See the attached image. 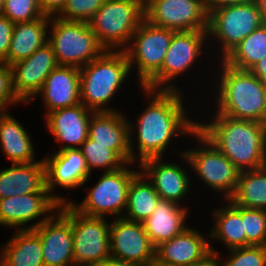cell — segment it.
<instances>
[{"label":"cell","mask_w":266,"mask_h":266,"mask_svg":"<svg viewBox=\"0 0 266 266\" xmlns=\"http://www.w3.org/2000/svg\"><path fill=\"white\" fill-rule=\"evenodd\" d=\"M141 88L147 100L149 99L147 102L149 104L140 115H137L136 122H130V120L128 122L129 145L133 165L140 164L148 158L163 157L165 149H168L167 147L174 141L173 139L177 136L179 138L180 136H192L197 130L198 122L190 119L188 117L189 112H185L183 91ZM134 132L137 134H134ZM132 134L134 135L132 136ZM135 135L137 150L134 148L135 143L132 140Z\"/></svg>","instance_id":"6da1fadb"},{"label":"cell","mask_w":266,"mask_h":266,"mask_svg":"<svg viewBox=\"0 0 266 266\" xmlns=\"http://www.w3.org/2000/svg\"><path fill=\"white\" fill-rule=\"evenodd\" d=\"M214 112L210 122H197V130L240 171L266 166V124Z\"/></svg>","instance_id":"7a4b0ae2"},{"label":"cell","mask_w":266,"mask_h":266,"mask_svg":"<svg viewBox=\"0 0 266 266\" xmlns=\"http://www.w3.org/2000/svg\"><path fill=\"white\" fill-rule=\"evenodd\" d=\"M215 76V108L220 114L235 119L252 120L266 124V82L250 71L230 67L222 60ZM220 75V76H219ZM218 80V81H217Z\"/></svg>","instance_id":"3957f363"},{"label":"cell","mask_w":266,"mask_h":266,"mask_svg":"<svg viewBox=\"0 0 266 266\" xmlns=\"http://www.w3.org/2000/svg\"><path fill=\"white\" fill-rule=\"evenodd\" d=\"M131 71L124 50H105L80 68V102L93 112L118 111L107 105Z\"/></svg>","instance_id":"277c9868"},{"label":"cell","mask_w":266,"mask_h":266,"mask_svg":"<svg viewBox=\"0 0 266 266\" xmlns=\"http://www.w3.org/2000/svg\"><path fill=\"white\" fill-rule=\"evenodd\" d=\"M144 19L143 0H106L88 25L105 50H124Z\"/></svg>","instance_id":"5b68a950"},{"label":"cell","mask_w":266,"mask_h":266,"mask_svg":"<svg viewBox=\"0 0 266 266\" xmlns=\"http://www.w3.org/2000/svg\"><path fill=\"white\" fill-rule=\"evenodd\" d=\"M192 136L199 145L179 152L180 158L190 165L192 172L194 169L204 185L215 193L220 192L224 198L222 200H229L236 190L240 170L198 130Z\"/></svg>","instance_id":"8992f818"},{"label":"cell","mask_w":266,"mask_h":266,"mask_svg":"<svg viewBox=\"0 0 266 266\" xmlns=\"http://www.w3.org/2000/svg\"><path fill=\"white\" fill-rule=\"evenodd\" d=\"M49 29L51 34L48 33V43L59 65L82 68L105 51L88 22L68 21L52 16Z\"/></svg>","instance_id":"52a82bcc"},{"label":"cell","mask_w":266,"mask_h":266,"mask_svg":"<svg viewBox=\"0 0 266 266\" xmlns=\"http://www.w3.org/2000/svg\"><path fill=\"white\" fill-rule=\"evenodd\" d=\"M126 163L122 168L103 172L97 183L88 191L83 201L69 204L78 212L93 217L112 215L114 218L123 217L127 207L128 188L132 179L140 172L131 169ZM124 212V213H123Z\"/></svg>","instance_id":"ba28073f"},{"label":"cell","mask_w":266,"mask_h":266,"mask_svg":"<svg viewBox=\"0 0 266 266\" xmlns=\"http://www.w3.org/2000/svg\"><path fill=\"white\" fill-rule=\"evenodd\" d=\"M59 210L72 224L75 266H97L111 256L106 218L84 215L69 203L60 204Z\"/></svg>","instance_id":"9c48e42d"},{"label":"cell","mask_w":266,"mask_h":266,"mask_svg":"<svg viewBox=\"0 0 266 266\" xmlns=\"http://www.w3.org/2000/svg\"><path fill=\"white\" fill-rule=\"evenodd\" d=\"M263 24L254 0L223 6L209 13L208 39L216 41L223 60L244 38Z\"/></svg>","instance_id":"30bf717a"},{"label":"cell","mask_w":266,"mask_h":266,"mask_svg":"<svg viewBox=\"0 0 266 266\" xmlns=\"http://www.w3.org/2000/svg\"><path fill=\"white\" fill-rule=\"evenodd\" d=\"M207 30L175 32L165 54L162 68L143 86L152 90L182 91L176 79L194 66L205 52Z\"/></svg>","instance_id":"8fae6325"},{"label":"cell","mask_w":266,"mask_h":266,"mask_svg":"<svg viewBox=\"0 0 266 266\" xmlns=\"http://www.w3.org/2000/svg\"><path fill=\"white\" fill-rule=\"evenodd\" d=\"M174 33V30L155 26L145 19L136 29L124 51L128 57L130 70L136 66L140 88L162 68Z\"/></svg>","instance_id":"7c38bea8"},{"label":"cell","mask_w":266,"mask_h":266,"mask_svg":"<svg viewBox=\"0 0 266 266\" xmlns=\"http://www.w3.org/2000/svg\"><path fill=\"white\" fill-rule=\"evenodd\" d=\"M144 14L150 24L175 32L208 30L205 0H145Z\"/></svg>","instance_id":"4fadbf2b"},{"label":"cell","mask_w":266,"mask_h":266,"mask_svg":"<svg viewBox=\"0 0 266 266\" xmlns=\"http://www.w3.org/2000/svg\"><path fill=\"white\" fill-rule=\"evenodd\" d=\"M59 207L60 203L50 193H32L0 199V225L11 229L13 227L15 230H33L48 220ZM33 221L36 222L26 225Z\"/></svg>","instance_id":"5bb4252c"},{"label":"cell","mask_w":266,"mask_h":266,"mask_svg":"<svg viewBox=\"0 0 266 266\" xmlns=\"http://www.w3.org/2000/svg\"><path fill=\"white\" fill-rule=\"evenodd\" d=\"M110 222L111 257L138 266H148L155 259V247L145 232L143 223L113 218Z\"/></svg>","instance_id":"9a60e30c"},{"label":"cell","mask_w":266,"mask_h":266,"mask_svg":"<svg viewBox=\"0 0 266 266\" xmlns=\"http://www.w3.org/2000/svg\"><path fill=\"white\" fill-rule=\"evenodd\" d=\"M46 168V188L60 203H69L70 200L54 194L56 188L77 189L82 187L90 178L86 160L80 149H65L48 154L44 158ZM57 186V187H56Z\"/></svg>","instance_id":"2e32d148"},{"label":"cell","mask_w":266,"mask_h":266,"mask_svg":"<svg viewBox=\"0 0 266 266\" xmlns=\"http://www.w3.org/2000/svg\"><path fill=\"white\" fill-rule=\"evenodd\" d=\"M58 65L55 53L48 42L30 57L11 65L13 87L18 98L28 104L43 87L50 72Z\"/></svg>","instance_id":"e0dca14e"},{"label":"cell","mask_w":266,"mask_h":266,"mask_svg":"<svg viewBox=\"0 0 266 266\" xmlns=\"http://www.w3.org/2000/svg\"><path fill=\"white\" fill-rule=\"evenodd\" d=\"M33 231L41 240L44 266H75L72 224L59 209Z\"/></svg>","instance_id":"ac0fdd59"},{"label":"cell","mask_w":266,"mask_h":266,"mask_svg":"<svg viewBox=\"0 0 266 266\" xmlns=\"http://www.w3.org/2000/svg\"><path fill=\"white\" fill-rule=\"evenodd\" d=\"M93 111L82 103L71 107L60 108L44 115L46 129L65 149H79L88 138L89 121ZM62 144H65L62 146Z\"/></svg>","instance_id":"d6986e66"},{"label":"cell","mask_w":266,"mask_h":266,"mask_svg":"<svg viewBox=\"0 0 266 266\" xmlns=\"http://www.w3.org/2000/svg\"><path fill=\"white\" fill-rule=\"evenodd\" d=\"M137 166L153 184L160 199L182 206L181 202L191 188L190 174H187L184 166L174 162H165L162 157L145 159Z\"/></svg>","instance_id":"ffe728a7"},{"label":"cell","mask_w":266,"mask_h":266,"mask_svg":"<svg viewBox=\"0 0 266 266\" xmlns=\"http://www.w3.org/2000/svg\"><path fill=\"white\" fill-rule=\"evenodd\" d=\"M206 236L196 228L187 227L179 235L157 246L155 257L174 266H187L201 262L217 252L209 243L211 241L208 238L209 233Z\"/></svg>","instance_id":"44dd1931"},{"label":"cell","mask_w":266,"mask_h":266,"mask_svg":"<svg viewBox=\"0 0 266 266\" xmlns=\"http://www.w3.org/2000/svg\"><path fill=\"white\" fill-rule=\"evenodd\" d=\"M128 122L120 111L93 112L88 137L96 141V144L113 150L125 163H132Z\"/></svg>","instance_id":"7402d4cb"},{"label":"cell","mask_w":266,"mask_h":266,"mask_svg":"<svg viewBox=\"0 0 266 266\" xmlns=\"http://www.w3.org/2000/svg\"><path fill=\"white\" fill-rule=\"evenodd\" d=\"M80 68L58 65L45 79V83L36 96L41 95L46 107L45 115L51 111L71 107L80 102Z\"/></svg>","instance_id":"603a6c76"},{"label":"cell","mask_w":266,"mask_h":266,"mask_svg":"<svg viewBox=\"0 0 266 266\" xmlns=\"http://www.w3.org/2000/svg\"><path fill=\"white\" fill-rule=\"evenodd\" d=\"M32 193H49L44 159L0 170V199Z\"/></svg>","instance_id":"cb8c5ba5"},{"label":"cell","mask_w":266,"mask_h":266,"mask_svg":"<svg viewBox=\"0 0 266 266\" xmlns=\"http://www.w3.org/2000/svg\"><path fill=\"white\" fill-rule=\"evenodd\" d=\"M188 208L165 199H159L155 210L143 223L145 232L156 248L183 232L186 225Z\"/></svg>","instance_id":"d4e9b609"},{"label":"cell","mask_w":266,"mask_h":266,"mask_svg":"<svg viewBox=\"0 0 266 266\" xmlns=\"http://www.w3.org/2000/svg\"><path fill=\"white\" fill-rule=\"evenodd\" d=\"M50 17L44 15L30 22L14 23L7 65L26 59L48 42Z\"/></svg>","instance_id":"484cf974"},{"label":"cell","mask_w":266,"mask_h":266,"mask_svg":"<svg viewBox=\"0 0 266 266\" xmlns=\"http://www.w3.org/2000/svg\"><path fill=\"white\" fill-rule=\"evenodd\" d=\"M22 123L6 112L0 119L1 151L12 164L35 162V148Z\"/></svg>","instance_id":"4316f807"},{"label":"cell","mask_w":266,"mask_h":266,"mask_svg":"<svg viewBox=\"0 0 266 266\" xmlns=\"http://www.w3.org/2000/svg\"><path fill=\"white\" fill-rule=\"evenodd\" d=\"M2 246L4 266H44L40 237L33 230H14Z\"/></svg>","instance_id":"83f0119b"},{"label":"cell","mask_w":266,"mask_h":266,"mask_svg":"<svg viewBox=\"0 0 266 266\" xmlns=\"http://www.w3.org/2000/svg\"><path fill=\"white\" fill-rule=\"evenodd\" d=\"M224 205L212 210L214 225L209 232L210 239L220 241L227 250L246 247V234L241 221V206L233 204L230 200H226Z\"/></svg>","instance_id":"f1b7e54d"},{"label":"cell","mask_w":266,"mask_h":266,"mask_svg":"<svg viewBox=\"0 0 266 266\" xmlns=\"http://www.w3.org/2000/svg\"><path fill=\"white\" fill-rule=\"evenodd\" d=\"M160 196L153 184L140 171L128 188L127 207L124 218L135 222H144L155 210Z\"/></svg>","instance_id":"f546056e"},{"label":"cell","mask_w":266,"mask_h":266,"mask_svg":"<svg viewBox=\"0 0 266 266\" xmlns=\"http://www.w3.org/2000/svg\"><path fill=\"white\" fill-rule=\"evenodd\" d=\"M229 200L238 206L266 210V166L240 171L236 190Z\"/></svg>","instance_id":"4dcf8cb0"},{"label":"cell","mask_w":266,"mask_h":266,"mask_svg":"<svg viewBox=\"0 0 266 266\" xmlns=\"http://www.w3.org/2000/svg\"><path fill=\"white\" fill-rule=\"evenodd\" d=\"M266 56V24L251 32L222 60L232 68L249 71Z\"/></svg>","instance_id":"1f68e13d"},{"label":"cell","mask_w":266,"mask_h":266,"mask_svg":"<svg viewBox=\"0 0 266 266\" xmlns=\"http://www.w3.org/2000/svg\"><path fill=\"white\" fill-rule=\"evenodd\" d=\"M86 160L89 173L94 169H103V172L122 168L126 163L111 149L96 144L90 137L79 148Z\"/></svg>","instance_id":"d6a6232c"},{"label":"cell","mask_w":266,"mask_h":266,"mask_svg":"<svg viewBox=\"0 0 266 266\" xmlns=\"http://www.w3.org/2000/svg\"><path fill=\"white\" fill-rule=\"evenodd\" d=\"M241 221L246 234V247L266 246V210L241 206Z\"/></svg>","instance_id":"836d02e7"},{"label":"cell","mask_w":266,"mask_h":266,"mask_svg":"<svg viewBox=\"0 0 266 266\" xmlns=\"http://www.w3.org/2000/svg\"><path fill=\"white\" fill-rule=\"evenodd\" d=\"M229 257L221 262L220 254L215 253L219 266H266V246L238 247L228 250Z\"/></svg>","instance_id":"e575fe53"},{"label":"cell","mask_w":266,"mask_h":266,"mask_svg":"<svg viewBox=\"0 0 266 266\" xmlns=\"http://www.w3.org/2000/svg\"><path fill=\"white\" fill-rule=\"evenodd\" d=\"M2 15L13 23L30 22L44 16L38 0H4Z\"/></svg>","instance_id":"d590c367"},{"label":"cell","mask_w":266,"mask_h":266,"mask_svg":"<svg viewBox=\"0 0 266 266\" xmlns=\"http://www.w3.org/2000/svg\"><path fill=\"white\" fill-rule=\"evenodd\" d=\"M106 0H67L58 18L68 21L89 22Z\"/></svg>","instance_id":"8d00e7d4"},{"label":"cell","mask_w":266,"mask_h":266,"mask_svg":"<svg viewBox=\"0 0 266 266\" xmlns=\"http://www.w3.org/2000/svg\"><path fill=\"white\" fill-rule=\"evenodd\" d=\"M17 103L24 104L14 91L12 68L5 63H0V105L10 110L9 107Z\"/></svg>","instance_id":"74e56055"},{"label":"cell","mask_w":266,"mask_h":266,"mask_svg":"<svg viewBox=\"0 0 266 266\" xmlns=\"http://www.w3.org/2000/svg\"><path fill=\"white\" fill-rule=\"evenodd\" d=\"M14 29V23L6 16L0 15V63L7 64V55Z\"/></svg>","instance_id":"f35d334b"},{"label":"cell","mask_w":266,"mask_h":266,"mask_svg":"<svg viewBox=\"0 0 266 266\" xmlns=\"http://www.w3.org/2000/svg\"><path fill=\"white\" fill-rule=\"evenodd\" d=\"M41 12L49 17L57 16L64 8L67 0H38Z\"/></svg>","instance_id":"ab89813d"},{"label":"cell","mask_w":266,"mask_h":266,"mask_svg":"<svg viewBox=\"0 0 266 266\" xmlns=\"http://www.w3.org/2000/svg\"><path fill=\"white\" fill-rule=\"evenodd\" d=\"M252 0H205L206 9L208 14L215 9H218L223 6L243 4Z\"/></svg>","instance_id":"60d3db41"},{"label":"cell","mask_w":266,"mask_h":266,"mask_svg":"<svg viewBox=\"0 0 266 266\" xmlns=\"http://www.w3.org/2000/svg\"><path fill=\"white\" fill-rule=\"evenodd\" d=\"M249 71L256 78L266 82V56L259 60Z\"/></svg>","instance_id":"b9f144b4"},{"label":"cell","mask_w":266,"mask_h":266,"mask_svg":"<svg viewBox=\"0 0 266 266\" xmlns=\"http://www.w3.org/2000/svg\"><path fill=\"white\" fill-rule=\"evenodd\" d=\"M97 266H138V265L128 263L123 260L116 259L110 256L109 258H107L102 263L98 264Z\"/></svg>","instance_id":"7bdbcfd3"},{"label":"cell","mask_w":266,"mask_h":266,"mask_svg":"<svg viewBox=\"0 0 266 266\" xmlns=\"http://www.w3.org/2000/svg\"><path fill=\"white\" fill-rule=\"evenodd\" d=\"M187 266H219V265L216 255L212 253L207 259Z\"/></svg>","instance_id":"ee69618b"},{"label":"cell","mask_w":266,"mask_h":266,"mask_svg":"<svg viewBox=\"0 0 266 266\" xmlns=\"http://www.w3.org/2000/svg\"><path fill=\"white\" fill-rule=\"evenodd\" d=\"M254 1L259 9L263 23L266 24V0H254Z\"/></svg>","instance_id":"f6af8a7d"},{"label":"cell","mask_w":266,"mask_h":266,"mask_svg":"<svg viewBox=\"0 0 266 266\" xmlns=\"http://www.w3.org/2000/svg\"><path fill=\"white\" fill-rule=\"evenodd\" d=\"M148 266H174V265L162 262L155 257V259Z\"/></svg>","instance_id":"bcb514c9"},{"label":"cell","mask_w":266,"mask_h":266,"mask_svg":"<svg viewBox=\"0 0 266 266\" xmlns=\"http://www.w3.org/2000/svg\"><path fill=\"white\" fill-rule=\"evenodd\" d=\"M7 111L8 110L4 106L0 105V119L5 115Z\"/></svg>","instance_id":"7dc6e473"},{"label":"cell","mask_w":266,"mask_h":266,"mask_svg":"<svg viewBox=\"0 0 266 266\" xmlns=\"http://www.w3.org/2000/svg\"><path fill=\"white\" fill-rule=\"evenodd\" d=\"M4 0H0V15L3 13Z\"/></svg>","instance_id":"c3c4849f"},{"label":"cell","mask_w":266,"mask_h":266,"mask_svg":"<svg viewBox=\"0 0 266 266\" xmlns=\"http://www.w3.org/2000/svg\"><path fill=\"white\" fill-rule=\"evenodd\" d=\"M0 266H4V264H3L2 260H1V258H0Z\"/></svg>","instance_id":"681fc988"},{"label":"cell","mask_w":266,"mask_h":266,"mask_svg":"<svg viewBox=\"0 0 266 266\" xmlns=\"http://www.w3.org/2000/svg\"><path fill=\"white\" fill-rule=\"evenodd\" d=\"M265 108H266V92H265Z\"/></svg>","instance_id":"f907efd6"}]
</instances>
